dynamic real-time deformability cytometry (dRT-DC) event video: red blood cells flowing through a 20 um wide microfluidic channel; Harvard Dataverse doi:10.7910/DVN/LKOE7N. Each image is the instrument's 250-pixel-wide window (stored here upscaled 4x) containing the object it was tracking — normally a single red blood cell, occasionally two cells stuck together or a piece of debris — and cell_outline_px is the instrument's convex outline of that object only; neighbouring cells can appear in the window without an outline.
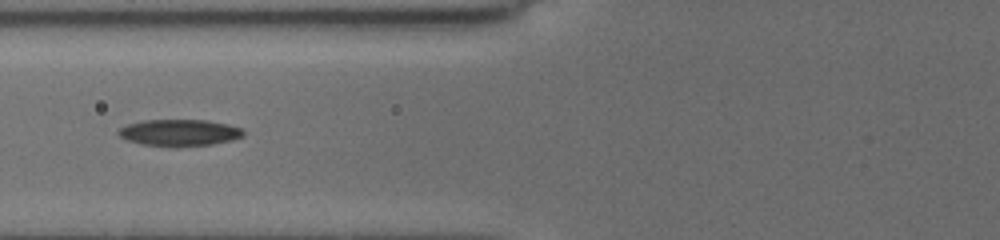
{"species": "common noctule bat (a hibernating species)", "species_latin": "Nyctalus noctula", "temperature_condition": "cold", "stored_images_in_passage": 15, "camera_frame_rate_fps": 3000, "um_per_image_px": 0.085, "animal": {"sex": "female", "body_mass_g": 19.5, "forearm_length_mm": 54.1}, "frame": {"image": 1, "passage_image": 8, "time_ms": 3.333, "image_size_px": [1000, 240], "cell_outline_px": [[244, 136], [232, 140], [212, 144], [176, 148], [172, 148], [140, 144], [128, 140], [120, 136], [116, 132], [120, 128], [128, 124], [144, 120], [208, 120], [228, 124], [244, 128]], "centroid_in_image_um": [15.27, 11.29], "position_along_channel_um": 110.5, "area_um2": 19.83}}
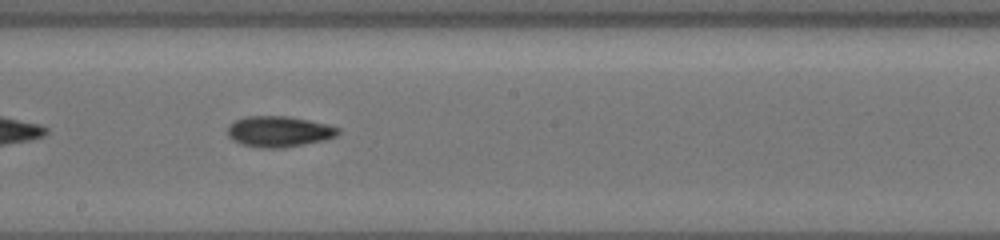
{"frame": {"image": 2, "passage_image": 13, "time_ms": 6.333, "image_size_px": [1000, 240], "cell_outline_px": [[340, 132], [336, 136], [324, 140], [284, 148], [260, 148], [240, 144], [232, 140], [228, 136], [228, 124], [244, 116], [288, 116], [308, 120], [340, 128]], "centroid_in_image_um": [23.67, 11.18], "position_along_channel_um": 224.5, "area_um2": 19.94}}
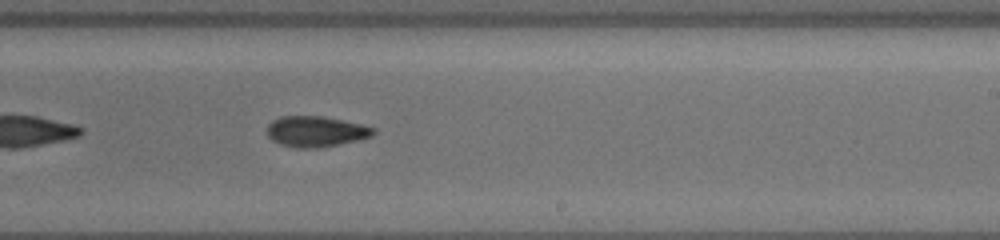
{"frame": {"image": 3, "passage_image": 15, "time_ms": 7.333, "image_size_px": [1000, 240], "cell_outline_px": [[376, 132], [372, 136], [356, 140], [320, 148], [296, 148], [280, 144], [272, 140], [268, 136], [268, 124], [272, 120], [280, 116], [320, 116], [360, 124], [376, 128]], "centroid_in_image_um": [26.82, 11.18], "position_along_channel_um": 262.2, "area_um2": 18.9}}